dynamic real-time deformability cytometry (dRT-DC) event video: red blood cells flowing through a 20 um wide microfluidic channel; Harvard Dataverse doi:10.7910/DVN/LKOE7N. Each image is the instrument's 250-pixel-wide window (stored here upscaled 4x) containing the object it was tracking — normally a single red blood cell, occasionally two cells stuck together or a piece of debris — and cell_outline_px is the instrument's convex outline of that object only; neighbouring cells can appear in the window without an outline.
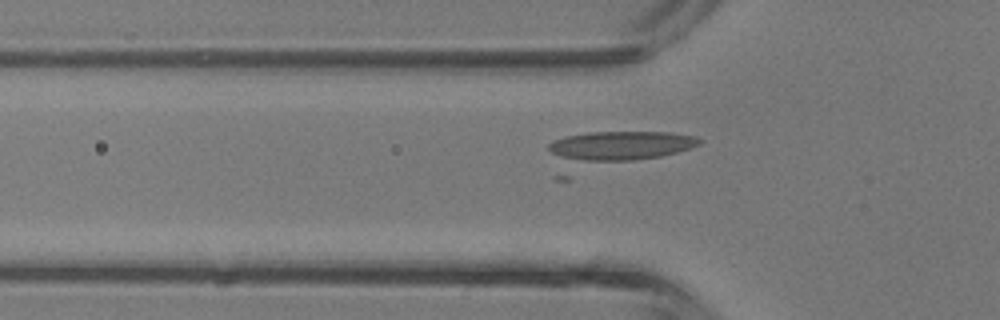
{"species": "common noctule bat (a hibernating species)", "species_latin": "Nyctalus noctula", "temperature_condition": "room temperature", "stored_images_in_passage": 25, "camera_frame_rate_fps": 3000, "um_per_image_px": 0.085, "animal": {"sex": "male", "body_mass_g": 13.3}, "frame": {"image": 1, "passage_image": 3, "time_ms": 0.667, "image_size_px": [1000, 320], "cell_outline_px": [[704, 140], [700, 144], [676, 152], [660, 156], [632, 160], [584, 160], [564, 156], [552, 152], [548, 148], [548, 144], [552, 140], [568, 136], [588, 132], [668, 132], [696, 136]], "centroid_in_image_um": [52.85, 12.34], "position_along_channel_um": 72.9, "area_um2": 24.74}}
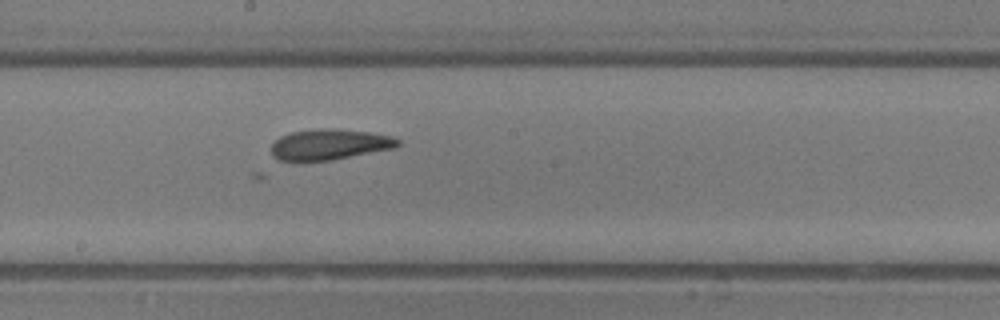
{"frame": {"image": 2, "passage_image": 12, "time_ms": 3.667, "image_size_px": [1000, 320], "cell_outline_px": [[400, 144], [392, 148], [332, 160], [276, 160], [272, 156], [272, 144], [280, 136], [292, 132], [320, 128], [336, 128], [372, 132], [392, 136], [400, 140]], "centroid_in_image_um": [28.01, 12.26], "position_along_channel_um": 220.2, "area_um2": 22.54}}
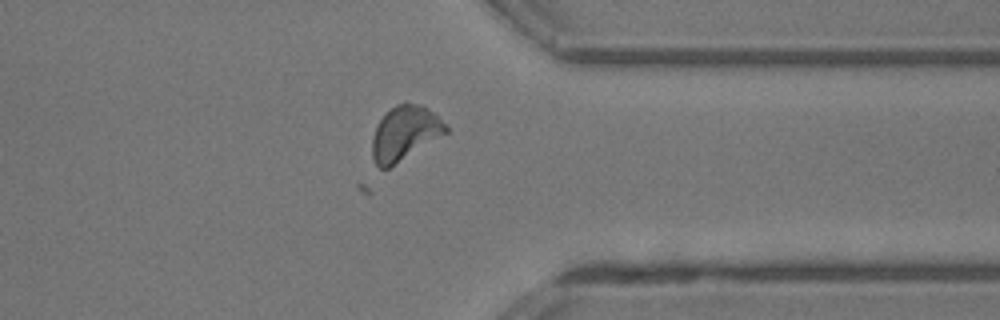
{"frame": {"image": 3, "passage_image": 22, "time_ms": 7.0, "image_size_px": [1000, 320], "cell_outline_px": [[448, 132], [388, 168], [380, 168], [376, 164], [372, 156], [372, 136], [380, 120], [396, 104], [420, 104], [428, 108], [448, 128]], "centroid_in_image_um": [34.39, 11.33], "position_along_channel_um": 377.0, "area_um2": 22.6}}